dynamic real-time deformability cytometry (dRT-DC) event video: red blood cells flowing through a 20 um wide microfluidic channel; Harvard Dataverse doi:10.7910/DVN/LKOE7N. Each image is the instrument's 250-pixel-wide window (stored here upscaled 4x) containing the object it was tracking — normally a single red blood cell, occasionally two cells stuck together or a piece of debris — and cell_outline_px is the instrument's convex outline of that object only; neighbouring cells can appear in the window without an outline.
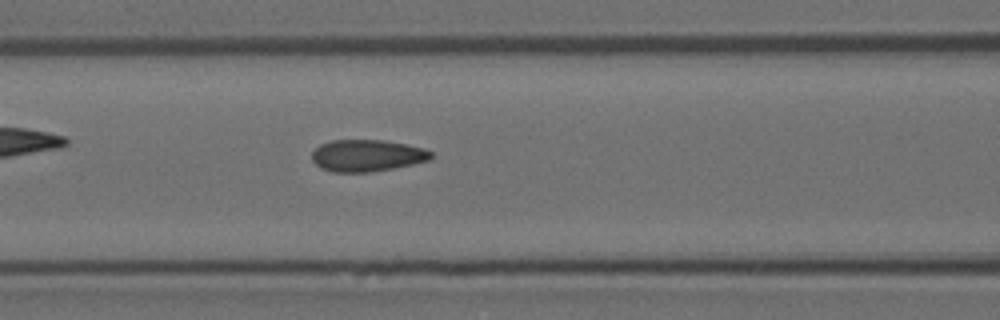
{"species": "Egyptian fruit bat (a non-hibernating species)", "species_latin": "Rousettus aegyptiacus", "temperature_condition": "room temperature", "stored_images_in_passage": 33, "camera_frame_rate_fps": 3000, "um_per_image_px": 0.085, "animal": {"sex": "female"}, "frame": {"image": 1, "passage_image": 10, "time_ms": 3.0, "image_size_px": [1000, 320], "cell_outline_px": [[432, 156], [428, 160], [412, 164], [392, 168], [368, 172], [332, 172], [320, 168], [312, 160], [312, 152], [320, 144], [332, 140], [384, 140], [424, 148], [432, 152]], "centroid_in_image_um": [31.16, 13.22], "position_along_channel_um": 135.4, "area_um2": 21.96}}
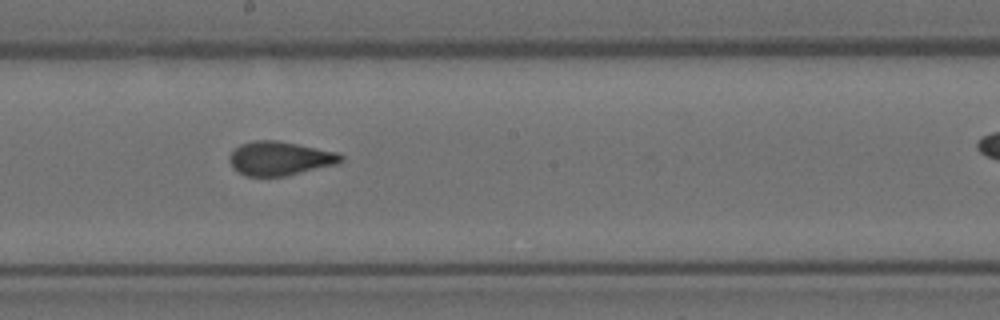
{"frame": {"image": 2, "passage_image": 17, "time_ms": 5.333, "image_size_px": [1000, 320], "cell_outline_px": [[344, 160], [340, 164], [284, 176], [244, 176], [228, 160], [228, 156], [240, 144], [252, 140], [276, 140], [340, 152], [344, 156]], "centroid_in_image_um": [23.85, 13.46], "position_along_channel_um": 224.3, "area_um2": 22.2}}
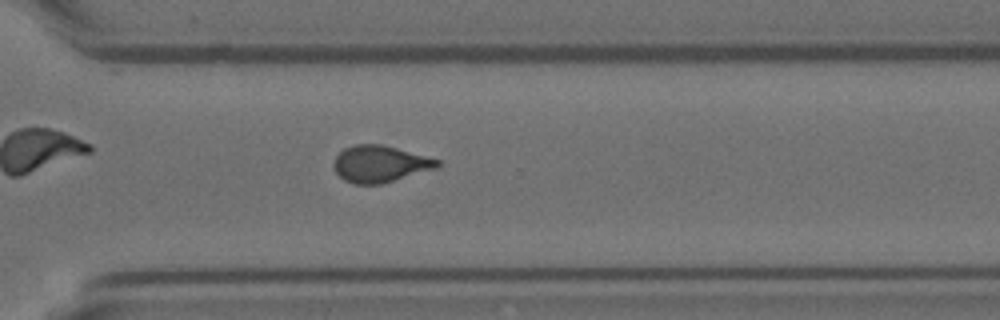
{"frame": {"image": 3, "passage_image": 26, "time_ms": 8.333, "image_size_px": [1000, 320], "cell_outline_px": [[440, 164], [436, 168], [380, 184], [356, 184], [344, 180], [336, 172], [332, 164], [336, 156], [344, 148], [356, 144], [380, 144], [440, 160]], "centroid_in_image_um": [32.26, 13.93], "position_along_channel_um": 338.3, "area_um2": 21.79}}